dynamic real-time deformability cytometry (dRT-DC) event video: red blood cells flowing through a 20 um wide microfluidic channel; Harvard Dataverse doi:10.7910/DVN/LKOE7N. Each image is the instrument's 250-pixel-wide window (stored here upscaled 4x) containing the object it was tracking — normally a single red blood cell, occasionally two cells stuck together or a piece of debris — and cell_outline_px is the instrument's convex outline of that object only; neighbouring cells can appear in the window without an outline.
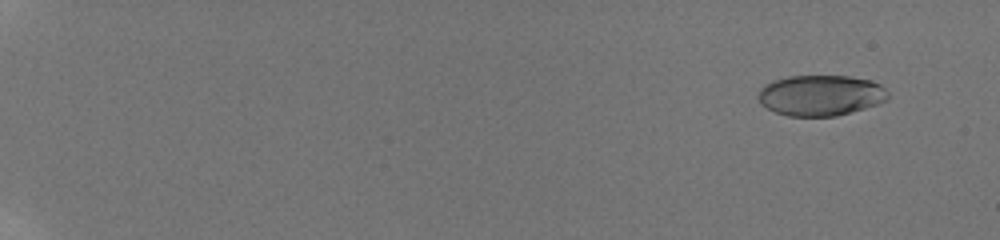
{"species": "human", "species_latin": "Homo sapiens", "temperature_condition": "room temperature", "stored_images_in_passage": 38, "camera_frame_rate_fps": 3000, "um_per_image_px": 0.085, "donor": {"sex": "male"}, "frame": {"image": 1, "passage_image": 9, "time_ms": 1.667, "image_size_px": [1000, 240], "cell_outline_px": [[888, 100], [864, 108], [836, 116], [788, 116], [776, 112], [760, 104], [756, 96], [760, 88], [764, 84], [772, 80], [788, 76], [848, 76], [872, 80], [880, 84], [888, 92]], "centroid_in_image_um": [69.72, 8.09], "position_along_channel_um": 15.3, "area_um2": 30.98}}
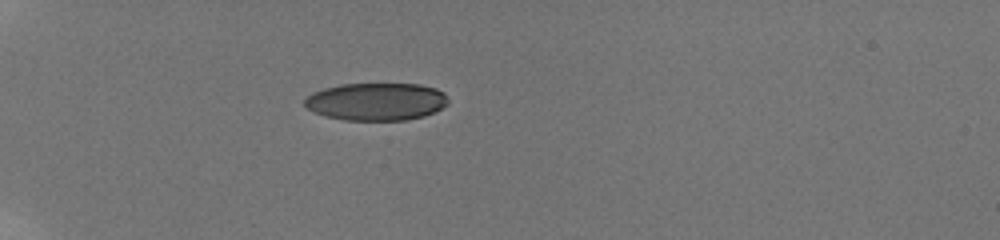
{"frame": {"image": 2, "passage_image": 34, "time_ms": 7.0, "image_size_px": [1000, 240], "cell_outline_px": [[448, 104], [424, 116], [404, 120], [344, 120], [324, 116], [312, 112], [304, 108], [304, 100], [312, 92], [324, 88], [340, 84], [420, 84], [436, 88], [444, 92], [448, 100]], "centroid_in_image_um": [31.94, 8.63], "position_along_channel_um": 53.1, "area_um2": 31.67}}